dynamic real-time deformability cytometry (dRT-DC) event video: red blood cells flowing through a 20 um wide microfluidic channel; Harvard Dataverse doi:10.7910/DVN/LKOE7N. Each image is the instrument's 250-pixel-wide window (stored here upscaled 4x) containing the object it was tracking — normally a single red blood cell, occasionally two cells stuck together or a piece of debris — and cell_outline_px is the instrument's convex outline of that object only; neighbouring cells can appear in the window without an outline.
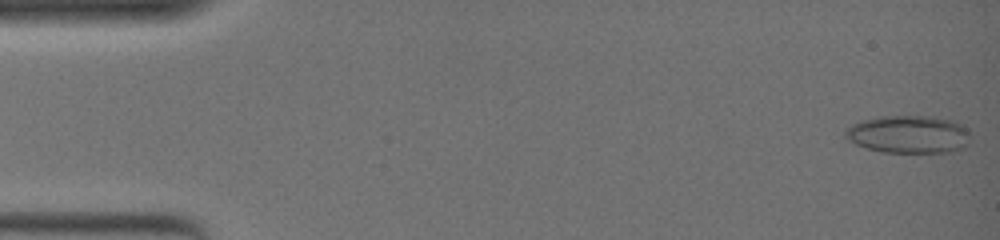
{"species": "common noctule bat (a hibernating species)", "species_latin": "Nyctalus noctula", "temperature_condition": "warm", "stored_images_in_passage": 52, "segment_of_instrument_passage": [1, 2], "camera_frame_rate_fps": 3000, "um_per_image_px": 0.085, "animal": {"sex": "female", "body_mass_g": 19.0, "forearm_length_mm": 51.5}, "frame": {"image": 1, "passage_image": 1, "time_ms": 0.0, "image_size_px": [1000, 240], "cell_outline_px": [[968, 144], [964, 148], [952, 152], [880, 152], [856, 144], [848, 140], [844, 136], [844, 132], [852, 124], [876, 116], [932, 116], [952, 120], [960, 124], [968, 132]], "centroid_in_image_um": [77.22, 11.42], "position_along_channel_um": 7.8, "area_um2": 27.51}}
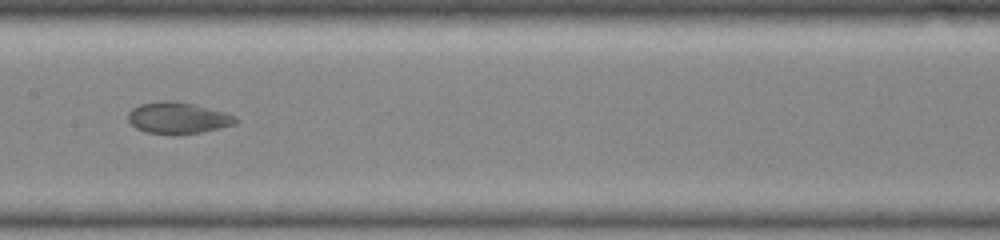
{"frame": {"image": 2, "passage_image": 28, "time_ms": 9.0, "image_size_px": [1000, 240], "cell_outline_px": [[240, 120], [236, 124], [220, 128], [180, 136], [172, 136], [144, 132], [136, 128], [128, 120], [128, 112], [132, 108], [140, 104], [160, 100], [176, 100], [224, 112], [236, 116]], "centroid_in_image_um": [15.11, 10.05], "position_along_channel_um": 192.3, "area_um2": 20.23}}
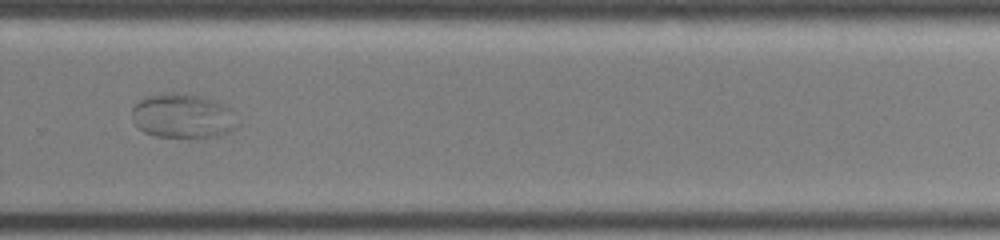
{"frame": {"image": 3, "passage_image": 38, "time_ms": 12.333, "image_size_px": [1000, 240], "cell_outline_px": [[240, 124], [232, 132], [220, 136], [196, 140], [188, 140], [152, 136], [144, 132], [132, 120], [132, 108], [140, 100], [148, 96], [164, 92], [172, 92], [204, 96], [224, 104], [232, 108]], "centroid_in_image_um": [15.62, 9.91], "position_along_channel_um": 314.2, "area_um2": 28.73}}